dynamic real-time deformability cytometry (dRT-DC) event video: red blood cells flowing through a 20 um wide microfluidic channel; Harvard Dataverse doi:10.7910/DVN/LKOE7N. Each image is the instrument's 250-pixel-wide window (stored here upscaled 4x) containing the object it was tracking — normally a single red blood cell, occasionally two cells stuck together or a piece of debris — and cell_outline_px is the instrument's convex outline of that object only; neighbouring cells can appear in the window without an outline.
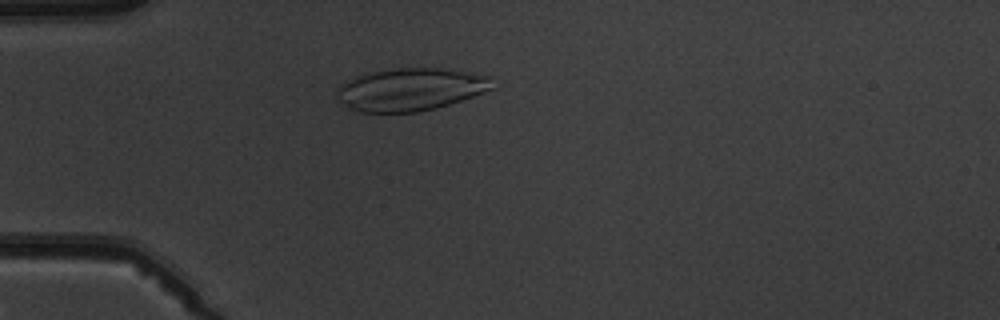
{"species": "common noctule bat (a hibernating species)", "species_latin": "Nyctalus noctula", "temperature_condition": "warm", "stored_images_in_passage": 4, "camera_frame_rate_fps": 3000, "um_per_image_px": 0.085, "animal": {"sex": "male", "body_mass_g": 19.5, "forearm_length_mm": 54.6}, "frame": {"image": 1, "passage_image": 3, "time_ms": 3.333, "image_size_px": [1000, 320], "cell_outline_px": [[492, 88], [484, 92], [436, 108], [416, 112], [360, 112], [344, 104], [336, 96], [336, 88], [340, 84], [352, 76], [364, 72], [396, 68], [436, 68], [492, 76]], "centroid_in_image_um": [34.82, 7.59], "position_along_channel_um": 50.2, "area_um2": 38.55}}